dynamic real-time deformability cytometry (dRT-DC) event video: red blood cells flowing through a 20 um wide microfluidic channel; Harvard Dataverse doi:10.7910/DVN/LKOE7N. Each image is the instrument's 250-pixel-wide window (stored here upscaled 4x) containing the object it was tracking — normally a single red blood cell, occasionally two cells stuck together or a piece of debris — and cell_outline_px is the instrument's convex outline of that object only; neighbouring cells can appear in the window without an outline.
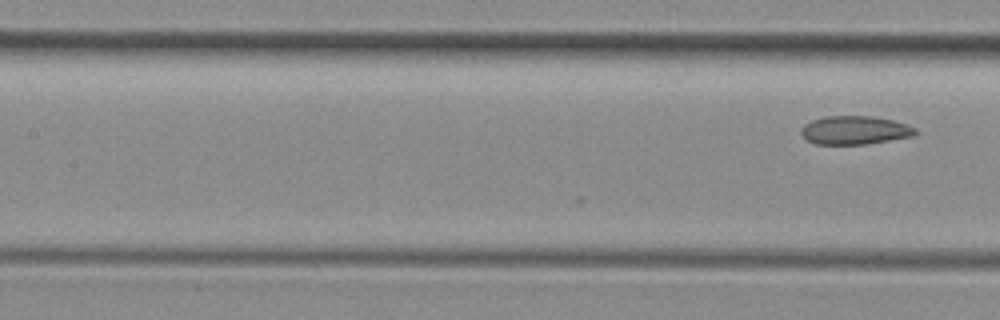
{"species": "common noctule bat (a hibernating species)", "species_latin": "Nyctalus noctula", "temperature_condition": "room temperature", "stored_images_in_passage": 21, "camera_frame_rate_fps": 3000, "um_per_image_px": 0.085, "animal": {"sex": "female", "body_mass_g": 29.2, "forearm_length_mm": 56.3}, "frame": {"image": 1, "passage_image": 21, "time_ms": 6.667, "image_size_px": [1000, 320], "cell_outline_px": [[916, 132], [912, 136], [864, 144], [816, 144], [808, 140], [800, 132], [800, 128], [804, 124], [812, 120], [824, 116], [872, 116], [892, 120], [908, 124], [916, 128]], "centroid_in_image_um": [72.63, 11.05], "position_along_channel_um": 134.8, "area_um2": 18.84}}